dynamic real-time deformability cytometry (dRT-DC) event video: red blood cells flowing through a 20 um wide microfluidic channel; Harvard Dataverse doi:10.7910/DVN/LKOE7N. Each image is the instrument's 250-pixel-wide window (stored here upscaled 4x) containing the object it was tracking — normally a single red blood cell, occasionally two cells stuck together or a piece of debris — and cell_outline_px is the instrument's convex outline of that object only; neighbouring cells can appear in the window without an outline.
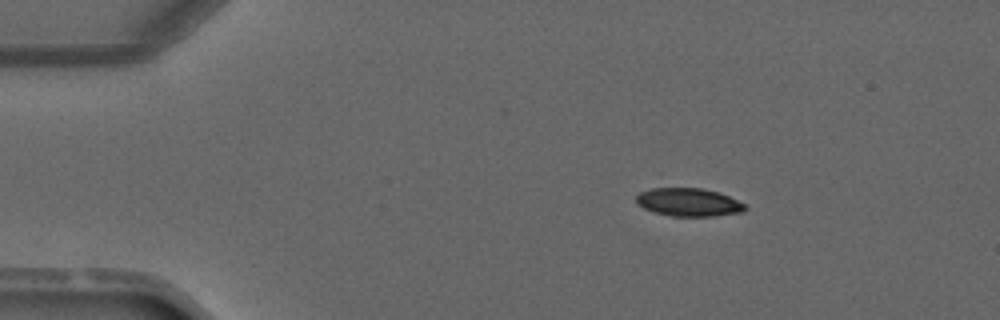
{"species": "common noctule bat (a hibernating species)", "species_latin": "Nyctalus noctula", "temperature_condition": "warm", "stored_images_in_passage": 3, "camera_frame_rate_fps": 3000, "um_per_image_px": 0.085, "animal": {"sex": "male", "forearm_length_mm": 52.5}, "frame": {"image": 1, "passage_image": 1, "time_ms": 0.0, "image_size_px": [1000, 320], "cell_outline_px": [[748, 208], [744, 212], [716, 216], [672, 216], [652, 212], [636, 204], [636, 196], [660, 172], [720, 192], [744, 204]], "centroid_in_image_um": [58.26, 16.9], "position_along_channel_um": 26.7, "area_um2": 21.91}}
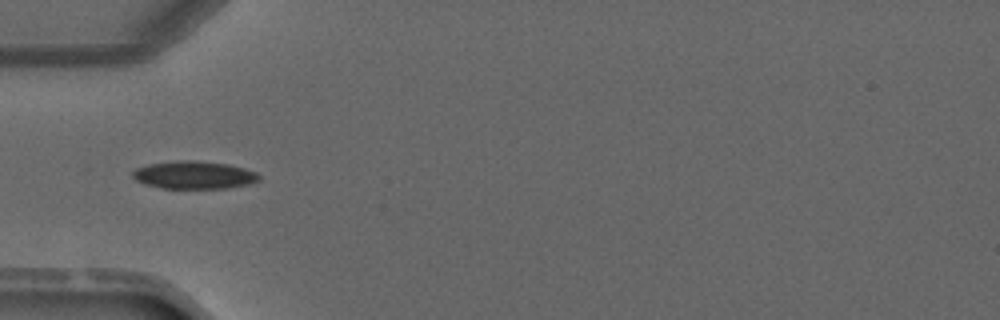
{"frame": {"image": 2, "passage_image": 3, "time_ms": 2.333, "image_size_px": [1000, 320], "cell_outline_px": [[260, 180], [248, 184], [224, 188], [164, 188], [144, 184], [136, 180], [132, 176], [132, 172], [136, 168], [148, 164], [176, 160], [196, 160], [228, 164], [244, 168], [256, 172], [260, 176]], "centroid_in_image_um": [16.48, 14.86], "position_along_channel_um": 68.5, "area_um2": 20.46}}